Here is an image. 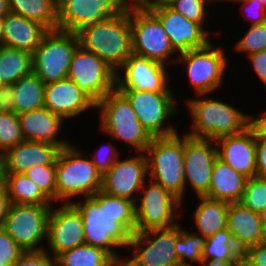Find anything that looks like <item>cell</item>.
<instances>
[{
    "mask_svg": "<svg viewBox=\"0 0 266 266\" xmlns=\"http://www.w3.org/2000/svg\"><path fill=\"white\" fill-rule=\"evenodd\" d=\"M71 204L81 214L85 244L104 249L121 265L124 256L120 249L128 248L131 236L136 232L134 202L100 190Z\"/></svg>",
    "mask_w": 266,
    "mask_h": 266,
    "instance_id": "6da1fadb",
    "label": "cell"
},
{
    "mask_svg": "<svg viewBox=\"0 0 266 266\" xmlns=\"http://www.w3.org/2000/svg\"><path fill=\"white\" fill-rule=\"evenodd\" d=\"M210 95L200 94L184 100L191 118L190 130H184V133L193 138L216 141L238 134L248 127L247 112L229 101H221L219 96L213 98Z\"/></svg>",
    "mask_w": 266,
    "mask_h": 266,
    "instance_id": "7a4b0ae2",
    "label": "cell"
},
{
    "mask_svg": "<svg viewBox=\"0 0 266 266\" xmlns=\"http://www.w3.org/2000/svg\"><path fill=\"white\" fill-rule=\"evenodd\" d=\"M76 34L83 49L95 53L115 72L133 54L129 7L117 16L82 27Z\"/></svg>",
    "mask_w": 266,
    "mask_h": 266,
    "instance_id": "3957f363",
    "label": "cell"
},
{
    "mask_svg": "<svg viewBox=\"0 0 266 266\" xmlns=\"http://www.w3.org/2000/svg\"><path fill=\"white\" fill-rule=\"evenodd\" d=\"M85 152L73 143L60 150L56 159L57 203H72L101 190L102 175Z\"/></svg>",
    "mask_w": 266,
    "mask_h": 266,
    "instance_id": "277c9868",
    "label": "cell"
},
{
    "mask_svg": "<svg viewBox=\"0 0 266 266\" xmlns=\"http://www.w3.org/2000/svg\"><path fill=\"white\" fill-rule=\"evenodd\" d=\"M99 110L101 133L112 141H121L134 153H144L152 137L143 128L128 99L116 88L101 99L95 107Z\"/></svg>",
    "mask_w": 266,
    "mask_h": 266,
    "instance_id": "5b68a950",
    "label": "cell"
},
{
    "mask_svg": "<svg viewBox=\"0 0 266 266\" xmlns=\"http://www.w3.org/2000/svg\"><path fill=\"white\" fill-rule=\"evenodd\" d=\"M152 137L145 150L148 178L162 185L182 202L185 196L184 133Z\"/></svg>",
    "mask_w": 266,
    "mask_h": 266,
    "instance_id": "8992f818",
    "label": "cell"
},
{
    "mask_svg": "<svg viewBox=\"0 0 266 266\" xmlns=\"http://www.w3.org/2000/svg\"><path fill=\"white\" fill-rule=\"evenodd\" d=\"M226 49V47L217 46L214 41H210L204 47L178 55L176 64L179 62L182 65L180 67H184L182 72H186L184 73L187 74L186 81L195 95H212L222 88L225 83L223 80L227 76L226 71H229L227 69L230 66Z\"/></svg>",
    "mask_w": 266,
    "mask_h": 266,
    "instance_id": "52a82bcc",
    "label": "cell"
},
{
    "mask_svg": "<svg viewBox=\"0 0 266 266\" xmlns=\"http://www.w3.org/2000/svg\"><path fill=\"white\" fill-rule=\"evenodd\" d=\"M118 91L128 99L143 128L151 137L171 136L180 131L170 121V118H176V114L177 116L178 113L180 114L178 112L180 108L177 107L180 104L177 99L179 97L176 93L143 90Z\"/></svg>",
    "mask_w": 266,
    "mask_h": 266,
    "instance_id": "ba28073f",
    "label": "cell"
},
{
    "mask_svg": "<svg viewBox=\"0 0 266 266\" xmlns=\"http://www.w3.org/2000/svg\"><path fill=\"white\" fill-rule=\"evenodd\" d=\"M134 205L136 232L173 227L179 223V213L182 214V202L149 178L140 189Z\"/></svg>",
    "mask_w": 266,
    "mask_h": 266,
    "instance_id": "9c48e42d",
    "label": "cell"
},
{
    "mask_svg": "<svg viewBox=\"0 0 266 266\" xmlns=\"http://www.w3.org/2000/svg\"><path fill=\"white\" fill-rule=\"evenodd\" d=\"M129 16L133 54L168 67L170 64L174 66L178 54L172 48L160 20L149 9L129 7Z\"/></svg>",
    "mask_w": 266,
    "mask_h": 266,
    "instance_id": "30bf717a",
    "label": "cell"
},
{
    "mask_svg": "<svg viewBox=\"0 0 266 266\" xmlns=\"http://www.w3.org/2000/svg\"><path fill=\"white\" fill-rule=\"evenodd\" d=\"M180 236V222L166 229L135 232L121 266H180L175 243Z\"/></svg>",
    "mask_w": 266,
    "mask_h": 266,
    "instance_id": "8fae6325",
    "label": "cell"
},
{
    "mask_svg": "<svg viewBox=\"0 0 266 266\" xmlns=\"http://www.w3.org/2000/svg\"><path fill=\"white\" fill-rule=\"evenodd\" d=\"M79 46L76 33L49 31L32 52L33 72L45 84L67 78L71 60Z\"/></svg>",
    "mask_w": 266,
    "mask_h": 266,
    "instance_id": "7c38bea8",
    "label": "cell"
},
{
    "mask_svg": "<svg viewBox=\"0 0 266 266\" xmlns=\"http://www.w3.org/2000/svg\"><path fill=\"white\" fill-rule=\"evenodd\" d=\"M51 207L10 203L3 229L23 251L44 250Z\"/></svg>",
    "mask_w": 266,
    "mask_h": 266,
    "instance_id": "4fadbf2b",
    "label": "cell"
},
{
    "mask_svg": "<svg viewBox=\"0 0 266 266\" xmlns=\"http://www.w3.org/2000/svg\"><path fill=\"white\" fill-rule=\"evenodd\" d=\"M67 77L95 104L115 89V71L95 53L81 46L75 50Z\"/></svg>",
    "mask_w": 266,
    "mask_h": 266,
    "instance_id": "5bb4252c",
    "label": "cell"
},
{
    "mask_svg": "<svg viewBox=\"0 0 266 266\" xmlns=\"http://www.w3.org/2000/svg\"><path fill=\"white\" fill-rule=\"evenodd\" d=\"M167 65L131 54L115 72L117 90L176 92L171 86Z\"/></svg>",
    "mask_w": 266,
    "mask_h": 266,
    "instance_id": "9a60e30c",
    "label": "cell"
},
{
    "mask_svg": "<svg viewBox=\"0 0 266 266\" xmlns=\"http://www.w3.org/2000/svg\"><path fill=\"white\" fill-rule=\"evenodd\" d=\"M125 0H57V30L76 33L82 27L117 16Z\"/></svg>",
    "mask_w": 266,
    "mask_h": 266,
    "instance_id": "2e32d148",
    "label": "cell"
},
{
    "mask_svg": "<svg viewBox=\"0 0 266 266\" xmlns=\"http://www.w3.org/2000/svg\"><path fill=\"white\" fill-rule=\"evenodd\" d=\"M55 205H52L49 214L44 249L54 258L62 252L85 244L83 220L79 211L71 203Z\"/></svg>",
    "mask_w": 266,
    "mask_h": 266,
    "instance_id": "e0dca14e",
    "label": "cell"
},
{
    "mask_svg": "<svg viewBox=\"0 0 266 266\" xmlns=\"http://www.w3.org/2000/svg\"><path fill=\"white\" fill-rule=\"evenodd\" d=\"M217 157L218 154L215 141L193 138L184 133V172L186 193L189 189L190 191L193 190V193H195L197 197L204 196L208 192L214 162Z\"/></svg>",
    "mask_w": 266,
    "mask_h": 266,
    "instance_id": "ac0fdd59",
    "label": "cell"
},
{
    "mask_svg": "<svg viewBox=\"0 0 266 266\" xmlns=\"http://www.w3.org/2000/svg\"><path fill=\"white\" fill-rule=\"evenodd\" d=\"M134 155L129 154L124 160L119 157L102 176V192L136 201L140 189L148 179V168L145 153Z\"/></svg>",
    "mask_w": 266,
    "mask_h": 266,
    "instance_id": "d6986e66",
    "label": "cell"
},
{
    "mask_svg": "<svg viewBox=\"0 0 266 266\" xmlns=\"http://www.w3.org/2000/svg\"><path fill=\"white\" fill-rule=\"evenodd\" d=\"M160 20L169 37L170 44L179 55L195 48L206 46L211 36L200 24L188 20L185 16L172 10L167 4L149 8Z\"/></svg>",
    "mask_w": 266,
    "mask_h": 266,
    "instance_id": "ffe728a7",
    "label": "cell"
},
{
    "mask_svg": "<svg viewBox=\"0 0 266 266\" xmlns=\"http://www.w3.org/2000/svg\"><path fill=\"white\" fill-rule=\"evenodd\" d=\"M44 107L60 116L65 122L86 111L95 110L96 104L68 77L45 84Z\"/></svg>",
    "mask_w": 266,
    "mask_h": 266,
    "instance_id": "44dd1931",
    "label": "cell"
},
{
    "mask_svg": "<svg viewBox=\"0 0 266 266\" xmlns=\"http://www.w3.org/2000/svg\"><path fill=\"white\" fill-rule=\"evenodd\" d=\"M215 142L220 160L247 178L256 176V138L249 127Z\"/></svg>",
    "mask_w": 266,
    "mask_h": 266,
    "instance_id": "7402d4cb",
    "label": "cell"
},
{
    "mask_svg": "<svg viewBox=\"0 0 266 266\" xmlns=\"http://www.w3.org/2000/svg\"><path fill=\"white\" fill-rule=\"evenodd\" d=\"M18 116L22 136L25 141L46 142L57 145L60 149L71 142L60 139L65 121L48 108L42 107L21 113Z\"/></svg>",
    "mask_w": 266,
    "mask_h": 266,
    "instance_id": "603a6c76",
    "label": "cell"
},
{
    "mask_svg": "<svg viewBox=\"0 0 266 266\" xmlns=\"http://www.w3.org/2000/svg\"><path fill=\"white\" fill-rule=\"evenodd\" d=\"M60 150L54 144L24 140L4 153L5 173L22 174L31 167L56 165Z\"/></svg>",
    "mask_w": 266,
    "mask_h": 266,
    "instance_id": "cb8c5ba5",
    "label": "cell"
},
{
    "mask_svg": "<svg viewBox=\"0 0 266 266\" xmlns=\"http://www.w3.org/2000/svg\"><path fill=\"white\" fill-rule=\"evenodd\" d=\"M263 215L250 210L241 202H230L227 210V229L235 246L243 253L260 243Z\"/></svg>",
    "mask_w": 266,
    "mask_h": 266,
    "instance_id": "d4e9b609",
    "label": "cell"
},
{
    "mask_svg": "<svg viewBox=\"0 0 266 266\" xmlns=\"http://www.w3.org/2000/svg\"><path fill=\"white\" fill-rule=\"evenodd\" d=\"M49 30L21 15L8 13L3 18V45L32 53Z\"/></svg>",
    "mask_w": 266,
    "mask_h": 266,
    "instance_id": "484cf974",
    "label": "cell"
},
{
    "mask_svg": "<svg viewBox=\"0 0 266 266\" xmlns=\"http://www.w3.org/2000/svg\"><path fill=\"white\" fill-rule=\"evenodd\" d=\"M247 177L235 171L218 157L214 162L211 183L204 197L227 202H240Z\"/></svg>",
    "mask_w": 266,
    "mask_h": 266,
    "instance_id": "4316f807",
    "label": "cell"
},
{
    "mask_svg": "<svg viewBox=\"0 0 266 266\" xmlns=\"http://www.w3.org/2000/svg\"><path fill=\"white\" fill-rule=\"evenodd\" d=\"M45 83L33 72L7 88L8 109L19 115L44 107Z\"/></svg>",
    "mask_w": 266,
    "mask_h": 266,
    "instance_id": "83f0119b",
    "label": "cell"
},
{
    "mask_svg": "<svg viewBox=\"0 0 266 266\" xmlns=\"http://www.w3.org/2000/svg\"><path fill=\"white\" fill-rule=\"evenodd\" d=\"M198 205L193 211V221L196 233L205 238L213 236L218 231L227 228V210L229 202L213 200L204 196H197Z\"/></svg>",
    "mask_w": 266,
    "mask_h": 266,
    "instance_id": "f1b7e54d",
    "label": "cell"
},
{
    "mask_svg": "<svg viewBox=\"0 0 266 266\" xmlns=\"http://www.w3.org/2000/svg\"><path fill=\"white\" fill-rule=\"evenodd\" d=\"M32 73V53L5 45L0 46V80L6 88Z\"/></svg>",
    "mask_w": 266,
    "mask_h": 266,
    "instance_id": "f546056e",
    "label": "cell"
},
{
    "mask_svg": "<svg viewBox=\"0 0 266 266\" xmlns=\"http://www.w3.org/2000/svg\"><path fill=\"white\" fill-rule=\"evenodd\" d=\"M5 188L12 204L53 205V202L24 173H5Z\"/></svg>",
    "mask_w": 266,
    "mask_h": 266,
    "instance_id": "4dcf8cb0",
    "label": "cell"
},
{
    "mask_svg": "<svg viewBox=\"0 0 266 266\" xmlns=\"http://www.w3.org/2000/svg\"><path fill=\"white\" fill-rule=\"evenodd\" d=\"M10 13L57 30V0H8Z\"/></svg>",
    "mask_w": 266,
    "mask_h": 266,
    "instance_id": "1f68e13d",
    "label": "cell"
},
{
    "mask_svg": "<svg viewBox=\"0 0 266 266\" xmlns=\"http://www.w3.org/2000/svg\"><path fill=\"white\" fill-rule=\"evenodd\" d=\"M58 266H121L104 249L83 244L56 257Z\"/></svg>",
    "mask_w": 266,
    "mask_h": 266,
    "instance_id": "d6a6232c",
    "label": "cell"
},
{
    "mask_svg": "<svg viewBox=\"0 0 266 266\" xmlns=\"http://www.w3.org/2000/svg\"><path fill=\"white\" fill-rule=\"evenodd\" d=\"M210 259L222 262L243 261L242 252L235 246L227 228L206 238L202 264Z\"/></svg>",
    "mask_w": 266,
    "mask_h": 266,
    "instance_id": "836d02e7",
    "label": "cell"
},
{
    "mask_svg": "<svg viewBox=\"0 0 266 266\" xmlns=\"http://www.w3.org/2000/svg\"><path fill=\"white\" fill-rule=\"evenodd\" d=\"M206 238L199 233L185 229L180 222V236L175 243V250L180 261V266L202 265V254Z\"/></svg>",
    "mask_w": 266,
    "mask_h": 266,
    "instance_id": "e575fe53",
    "label": "cell"
},
{
    "mask_svg": "<svg viewBox=\"0 0 266 266\" xmlns=\"http://www.w3.org/2000/svg\"><path fill=\"white\" fill-rule=\"evenodd\" d=\"M172 10L185 16L188 20L200 24L210 35L211 30L206 28L207 19H210L208 14L211 9L210 6L203 0H169L166 3Z\"/></svg>",
    "mask_w": 266,
    "mask_h": 266,
    "instance_id": "d590c367",
    "label": "cell"
},
{
    "mask_svg": "<svg viewBox=\"0 0 266 266\" xmlns=\"http://www.w3.org/2000/svg\"><path fill=\"white\" fill-rule=\"evenodd\" d=\"M240 202L254 212L266 214V178L259 176L247 178Z\"/></svg>",
    "mask_w": 266,
    "mask_h": 266,
    "instance_id": "8d00e7d4",
    "label": "cell"
},
{
    "mask_svg": "<svg viewBox=\"0 0 266 266\" xmlns=\"http://www.w3.org/2000/svg\"><path fill=\"white\" fill-rule=\"evenodd\" d=\"M24 141L17 114L7 109L0 114V152L15 147Z\"/></svg>",
    "mask_w": 266,
    "mask_h": 266,
    "instance_id": "74e56055",
    "label": "cell"
},
{
    "mask_svg": "<svg viewBox=\"0 0 266 266\" xmlns=\"http://www.w3.org/2000/svg\"><path fill=\"white\" fill-rule=\"evenodd\" d=\"M234 52L246 57L250 54L266 50V22L248 25V29L240 39L234 43ZM244 53V54H243Z\"/></svg>",
    "mask_w": 266,
    "mask_h": 266,
    "instance_id": "f35d334b",
    "label": "cell"
},
{
    "mask_svg": "<svg viewBox=\"0 0 266 266\" xmlns=\"http://www.w3.org/2000/svg\"><path fill=\"white\" fill-rule=\"evenodd\" d=\"M24 174L56 204V165L31 167Z\"/></svg>",
    "mask_w": 266,
    "mask_h": 266,
    "instance_id": "ab89813d",
    "label": "cell"
},
{
    "mask_svg": "<svg viewBox=\"0 0 266 266\" xmlns=\"http://www.w3.org/2000/svg\"><path fill=\"white\" fill-rule=\"evenodd\" d=\"M101 147L91 153L92 163L96 166L97 171L103 176L120 157V151L114 143H103Z\"/></svg>",
    "mask_w": 266,
    "mask_h": 266,
    "instance_id": "60d3db41",
    "label": "cell"
},
{
    "mask_svg": "<svg viewBox=\"0 0 266 266\" xmlns=\"http://www.w3.org/2000/svg\"><path fill=\"white\" fill-rule=\"evenodd\" d=\"M24 251L8 235L0 229V266H14Z\"/></svg>",
    "mask_w": 266,
    "mask_h": 266,
    "instance_id": "b9f144b4",
    "label": "cell"
},
{
    "mask_svg": "<svg viewBox=\"0 0 266 266\" xmlns=\"http://www.w3.org/2000/svg\"><path fill=\"white\" fill-rule=\"evenodd\" d=\"M235 5L239 3L241 9L240 13L244 20L249 21L250 25H257L266 22V8L260 2H253V0H231ZM241 3V4H240Z\"/></svg>",
    "mask_w": 266,
    "mask_h": 266,
    "instance_id": "7bdbcfd3",
    "label": "cell"
},
{
    "mask_svg": "<svg viewBox=\"0 0 266 266\" xmlns=\"http://www.w3.org/2000/svg\"><path fill=\"white\" fill-rule=\"evenodd\" d=\"M14 266H57V261L45 250L24 251Z\"/></svg>",
    "mask_w": 266,
    "mask_h": 266,
    "instance_id": "ee69618b",
    "label": "cell"
},
{
    "mask_svg": "<svg viewBox=\"0 0 266 266\" xmlns=\"http://www.w3.org/2000/svg\"><path fill=\"white\" fill-rule=\"evenodd\" d=\"M242 255L243 266H266V244L248 247Z\"/></svg>",
    "mask_w": 266,
    "mask_h": 266,
    "instance_id": "f6af8a7d",
    "label": "cell"
},
{
    "mask_svg": "<svg viewBox=\"0 0 266 266\" xmlns=\"http://www.w3.org/2000/svg\"><path fill=\"white\" fill-rule=\"evenodd\" d=\"M245 58L252 65V71L258 76L259 82L266 87V50L250 54Z\"/></svg>",
    "mask_w": 266,
    "mask_h": 266,
    "instance_id": "bcb514c9",
    "label": "cell"
},
{
    "mask_svg": "<svg viewBox=\"0 0 266 266\" xmlns=\"http://www.w3.org/2000/svg\"><path fill=\"white\" fill-rule=\"evenodd\" d=\"M259 116L248 114V127L256 139H266V111L263 113L261 111Z\"/></svg>",
    "mask_w": 266,
    "mask_h": 266,
    "instance_id": "7dc6e473",
    "label": "cell"
},
{
    "mask_svg": "<svg viewBox=\"0 0 266 266\" xmlns=\"http://www.w3.org/2000/svg\"><path fill=\"white\" fill-rule=\"evenodd\" d=\"M256 176L266 178V139H256Z\"/></svg>",
    "mask_w": 266,
    "mask_h": 266,
    "instance_id": "c3c4849f",
    "label": "cell"
},
{
    "mask_svg": "<svg viewBox=\"0 0 266 266\" xmlns=\"http://www.w3.org/2000/svg\"><path fill=\"white\" fill-rule=\"evenodd\" d=\"M9 205L10 201L7 190L5 186H0V229L4 226Z\"/></svg>",
    "mask_w": 266,
    "mask_h": 266,
    "instance_id": "681fc988",
    "label": "cell"
},
{
    "mask_svg": "<svg viewBox=\"0 0 266 266\" xmlns=\"http://www.w3.org/2000/svg\"><path fill=\"white\" fill-rule=\"evenodd\" d=\"M169 0H127L126 7L149 9L153 6L166 4Z\"/></svg>",
    "mask_w": 266,
    "mask_h": 266,
    "instance_id": "f907efd6",
    "label": "cell"
},
{
    "mask_svg": "<svg viewBox=\"0 0 266 266\" xmlns=\"http://www.w3.org/2000/svg\"><path fill=\"white\" fill-rule=\"evenodd\" d=\"M202 266H243V261H217L210 259L208 261H205Z\"/></svg>",
    "mask_w": 266,
    "mask_h": 266,
    "instance_id": "816d5d0a",
    "label": "cell"
},
{
    "mask_svg": "<svg viewBox=\"0 0 266 266\" xmlns=\"http://www.w3.org/2000/svg\"><path fill=\"white\" fill-rule=\"evenodd\" d=\"M0 186H5L4 153L0 152Z\"/></svg>",
    "mask_w": 266,
    "mask_h": 266,
    "instance_id": "f5cc1de1",
    "label": "cell"
},
{
    "mask_svg": "<svg viewBox=\"0 0 266 266\" xmlns=\"http://www.w3.org/2000/svg\"><path fill=\"white\" fill-rule=\"evenodd\" d=\"M9 12L8 0H0V19H3Z\"/></svg>",
    "mask_w": 266,
    "mask_h": 266,
    "instance_id": "db71d44e",
    "label": "cell"
},
{
    "mask_svg": "<svg viewBox=\"0 0 266 266\" xmlns=\"http://www.w3.org/2000/svg\"><path fill=\"white\" fill-rule=\"evenodd\" d=\"M260 244H266V214L262 218Z\"/></svg>",
    "mask_w": 266,
    "mask_h": 266,
    "instance_id": "11a10c76",
    "label": "cell"
},
{
    "mask_svg": "<svg viewBox=\"0 0 266 266\" xmlns=\"http://www.w3.org/2000/svg\"><path fill=\"white\" fill-rule=\"evenodd\" d=\"M8 109L7 93H0V114Z\"/></svg>",
    "mask_w": 266,
    "mask_h": 266,
    "instance_id": "9f6ffc18",
    "label": "cell"
},
{
    "mask_svg": "<svg viewBox=\"0 0 266 266\" xmlns=\"http://www.w3.org/2000/svg\"><path fill=\"white\" fill-rule=\"evenodd\" d=\"M3 45V19H0V46Z\"/></svg>",
    "mask_w": 266,
    "mask_h": 266,
    "instance_id": "6f0895ef",
    "label": "cell"
},
{
    "mask_svg": "<svg viewBox=\"0 0 266 266\" xmlns=\"http://www.w3.org/2000/svg\"><path fill=\"white\" fill-rule=\"evenodd\" d=\"M205 1L208 5L212 6L214 5L215 3L217 4V2H220L222 3L221 5H223V3L225 2L224 0H203ZM222 1V2H221ZM215 2V3H214ZM213 3V4H212Z\"/></svg>",
    "mask_w": 266,
    "mask_h": 266,
    "instance_id": "680465c9",
    "label": "cell"
},
{
    "mask_svg": "<svg viewBox=\"0 0 266 266\" xmlns=\"http://www.w3.org/2000/svg\"><path fill=\"white\" fill-rule=\"evenodd\" d=\"M0 93H7V88L3 85L0 80Z\"/></svg>",
    "mask_w": 266,
    "mask_h": 266,
    "instance_id": "91938a15",
    "label": "cell"
},
{
    "mask_svg": "<svg viewBox=\"0 0 266 266\" xmlns=\"http://www.w3.org/2000/svg\"><path fill=\"white\" fill-rule=\"evenodd\" d=\"M253 2H260L264 5V7L266 8V0H253Z\"/></svg>",
    "mask_w": 266,
    "mask_h": 266,
    "instance_id": "94428289",
    "label": "cell"
}]
</instances>
